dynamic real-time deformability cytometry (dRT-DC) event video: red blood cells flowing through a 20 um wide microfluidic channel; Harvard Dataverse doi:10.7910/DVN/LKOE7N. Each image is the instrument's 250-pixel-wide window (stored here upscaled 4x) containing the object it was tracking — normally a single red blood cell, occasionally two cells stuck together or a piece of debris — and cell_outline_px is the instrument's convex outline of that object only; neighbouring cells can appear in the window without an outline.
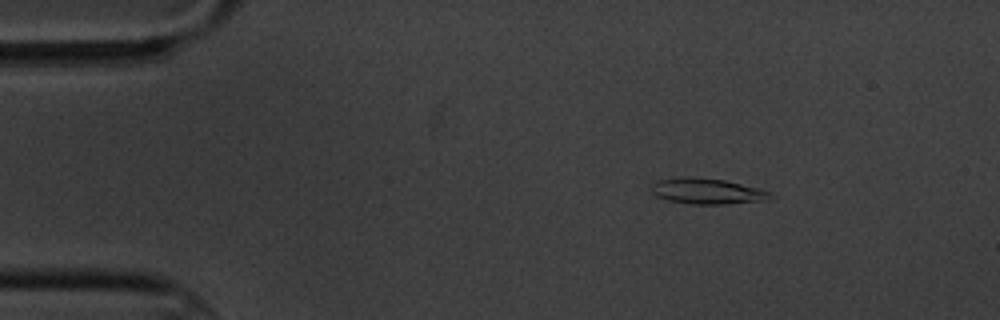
{"species": "common noctule bat (a hibernating species)", "species_latin": "Nyctalus noctula", "temperature_condition": "cold", "stored_images_in_passage": 5, "camera_frame_rate_fps": 3000, "um_per_image_px": 0.085, "animal": {"sex": "male", "body_mass_g": 20.1, "forearm_length_mm": 53.5}, "frame": {"image": 1, "passage_image": 5, "time_ms": 4.667, "image_size_px": [1000, 320], "cell_outline_px": [[776, 196], [768, 200], [724, 204], [692, 204], [668, 200], [656, 196], [652, 192], [652, 184], [656, 180], [680, 176], [696, 176], [724, 180], [756, 188], [768, 192]], "centroid_in_image_um": [60.06, 16.24], "position_along_channel_um": 24.9, "area_um2": 17.92}}